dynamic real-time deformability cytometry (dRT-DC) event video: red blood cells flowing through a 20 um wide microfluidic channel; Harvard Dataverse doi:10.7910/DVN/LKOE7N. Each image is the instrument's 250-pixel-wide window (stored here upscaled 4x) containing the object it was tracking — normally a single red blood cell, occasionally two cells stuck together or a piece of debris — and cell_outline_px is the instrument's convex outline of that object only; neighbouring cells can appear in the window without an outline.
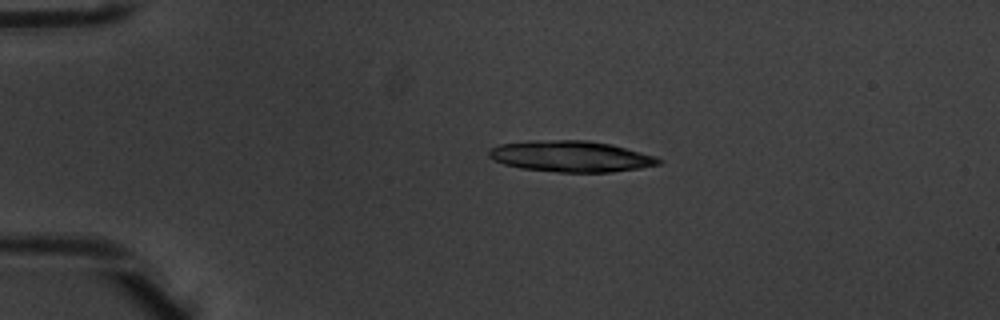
{"species": "common noctule bat (a hibernating species)", "species_latin": "Nyctalus noctula", "temperature_condition": "warm", "stored_images_in_passage": 5, "camera_frame_rate_fps": 3000, "um_per_image_px": 0.085, "animal": {"sex": "male", "body_mass_g": 20.1, "forearm_length_mm": 53.5}, "frame": {"image": 1, "passage_image": 3, "time_ms": 0.667, "image_size_px": [1000, 320], "cell_outline_px": [[664, 160], [660, 164], [640, 168], [612, 172], [556, 172], [520, 168], [504, 164], [488, 156], [488, 148], [500, 144], [528, 140], [588, 140], [612, 144], [656, 156]], "centroid_in_image_um": [48.53, 13.28], "position_along_channel_um": 36.5, "area_um2": 31.04}}